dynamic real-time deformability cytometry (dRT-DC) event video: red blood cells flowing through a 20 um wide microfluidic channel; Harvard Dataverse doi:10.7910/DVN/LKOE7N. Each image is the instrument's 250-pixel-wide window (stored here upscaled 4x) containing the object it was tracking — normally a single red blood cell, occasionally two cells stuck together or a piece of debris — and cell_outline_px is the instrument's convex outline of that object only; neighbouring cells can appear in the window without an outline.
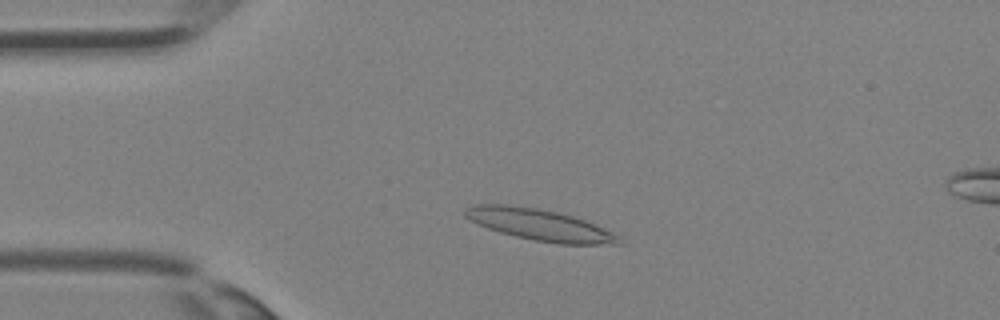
{"species": "Egyptian fruit bat (a non-hibernating species)", "species_latin": "Rousettus aegyptiacus", "temperature_condition": "room temperature", "stored_images_in_passage": 32, "camera_frame_rate_fps": 3000, "um_per_image_px": 0.085, "animal": {"sex": "female"}, "frame": {"image": 1, "passage_image": 5, "time_ms": 1.333, "image_size_px": [1000, 320], "cell_outline_px": [[624, 244], [560, 244], [536, 240], [516, 236], [500, 232], [476, 224], [468, 220], [464, 216], [464, 208], [472, 204], [508, 204], [536, 208], [560, 212], [584, 220], [612, 232]], "centroid_in_image_um": [45.79, 19.09], "position_along_channel_um": 39.2, "area_um2": 28.03}}
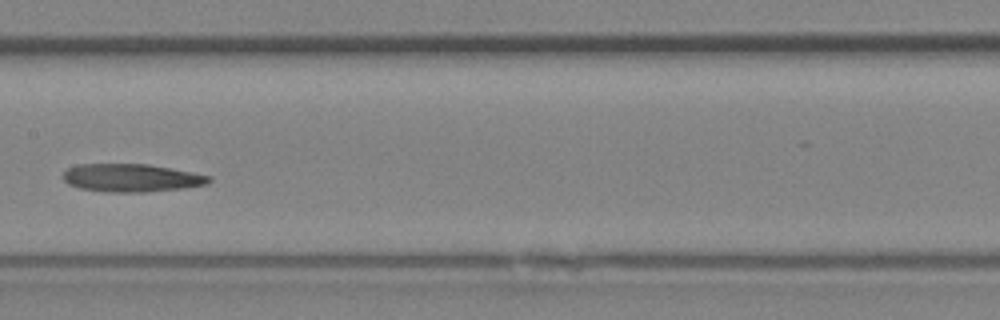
{"frame": {"image": 2, "passage_image": 15, "time_ms": 4.667, "image_size_px": [1000, 320], "cell_outline_px": [[212, 180], [208, 184], [184, 188], [144, 192], [112, 192], [80, 188], [68, 184], [64, 180], [64, 172], [68, 168], [80, 164], [148, 164], [192, 172], [212, 176]], "centroid_in_image_um": [11.21, 15.12], "position_along_channel_um": 196.2, "area_um2": 23.7}}
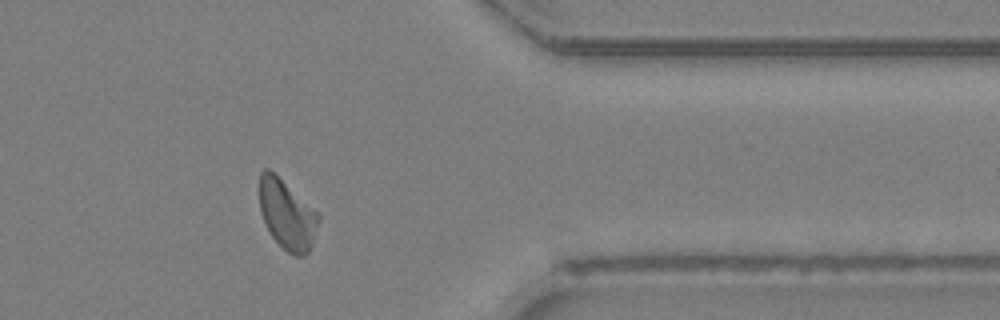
{"frame": {"image": 3, "passage_image": 26, "time_ms": 8.333, "image_size_px": [1000, 320], "cell_outline_px": [[320, 220], [312, 244], [308, 252], [304, 256], [296, 256], [288, 252], [272, 236], [264, 220], [260, 208], [260, 172], [264, 168], [268, 168], [320, 212]], "centroid_in_image_um": [24.44, 18.23], "position_along_channel_um": 387.0, "area_um2": 23.81}}